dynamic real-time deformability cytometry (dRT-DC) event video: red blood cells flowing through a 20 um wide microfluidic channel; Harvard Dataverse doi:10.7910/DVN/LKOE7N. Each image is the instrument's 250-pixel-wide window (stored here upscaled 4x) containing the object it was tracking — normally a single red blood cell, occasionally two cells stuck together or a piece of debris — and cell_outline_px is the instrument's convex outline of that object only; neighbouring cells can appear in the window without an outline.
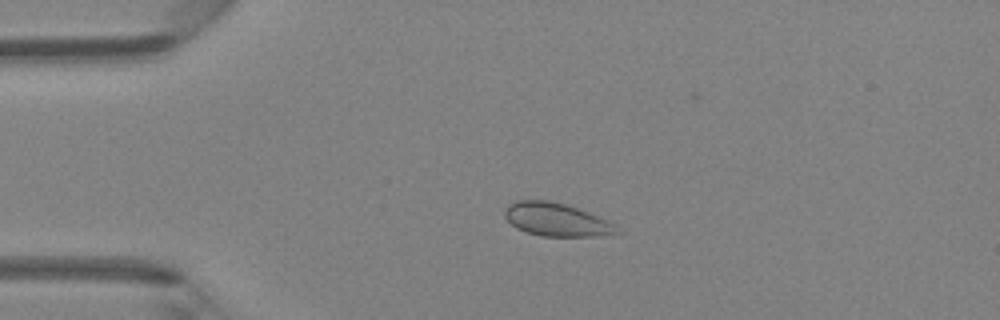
{"species": "Egyptian fruit bat (a non-hibernating species)", "species_latin": "Rousettus aegyptiacus", "temperature_condition": "room temperature", "stored_images_in_passage": 6, "camera_frame_rate_fps": 3000, "um_per_image_px": 0.085, "animal": {"sex": "female"}, "frame": {"image": 1, "passage_image": 4, "time_ms": 3.333, "image_size_px": [1000, 320], "cell_outline_px": [[624, 232], [596, 236], [540, 236], [524, 232], [516, 228], [504, 216], [504, 208], [508, 204], [516, 200], [548, 200], [564, 204], [588, 212], [608, 220], [616, 224]], "centroid_in_image_um": [47.3, 18.67], "position_along_channel_um": 37.7, "area_um2": 21.91}}
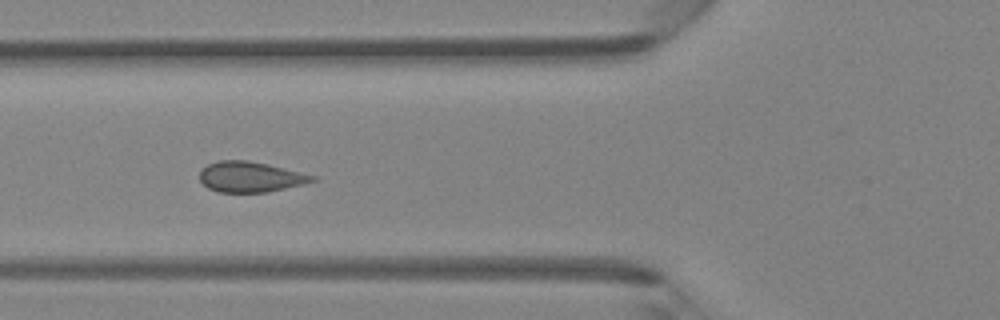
{"frame": {"image": 2, "passage_image": 6, "time_ms": 5.667, "image_size_px": [1000, 320], "cell_outline_px": [[320, 180], [304, 184], [268, 192], [216, 192], [208, 188], [200, 180], [200, 168], [208, 164], [220, 160], [248, 160], [268, 164], [316, 176]], "centroid_in_image_um": [21.29, 15.03], "position_along_channel_um": 104.5, "area_um2": 20.17}}